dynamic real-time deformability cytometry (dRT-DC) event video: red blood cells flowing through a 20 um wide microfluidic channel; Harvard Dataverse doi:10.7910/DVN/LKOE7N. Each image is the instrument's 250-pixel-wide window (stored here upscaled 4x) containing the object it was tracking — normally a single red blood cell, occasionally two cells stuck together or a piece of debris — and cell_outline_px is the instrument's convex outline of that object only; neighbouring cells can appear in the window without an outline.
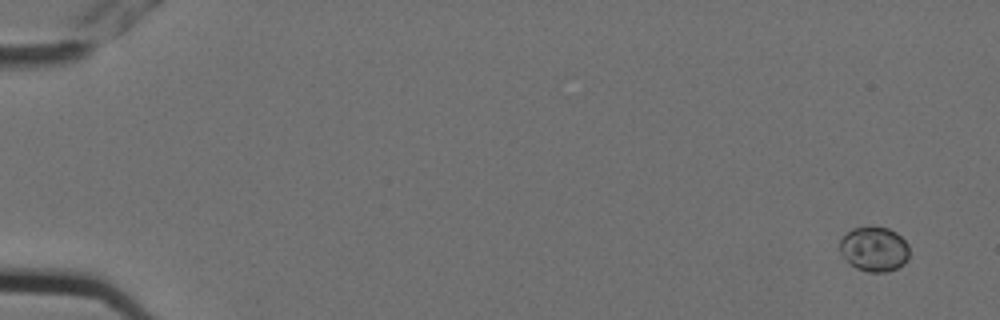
{"species": "Egyptian fruit bat (a non-hibernating species)", "species_latin": "Rousettus aegyptiacus", "temperature_condition": "cold", "stored_images_in_passage": 6, "camera_frame_rate_fps": 3000, "um_per_image_px": 0.085, "animal": {"sex": "female"}, "frame": {"image": 1, "passage_image": 1, "time_ms": 0.0, "image_size_px": [1000, 320], "cell_outline_px": [[908, 256], [904, 264], [896, 268], [884, 272], [868, 272], [856, 268], [848, 264], [840, 252], [840, 240], [852, 228], [868, 224], [888, 228], [896, 232], [908, 244]], "centroid_in_image_um": [74.28, 21.14], "position_along_channel_um": 10.7, "area_um2": 18.44}}
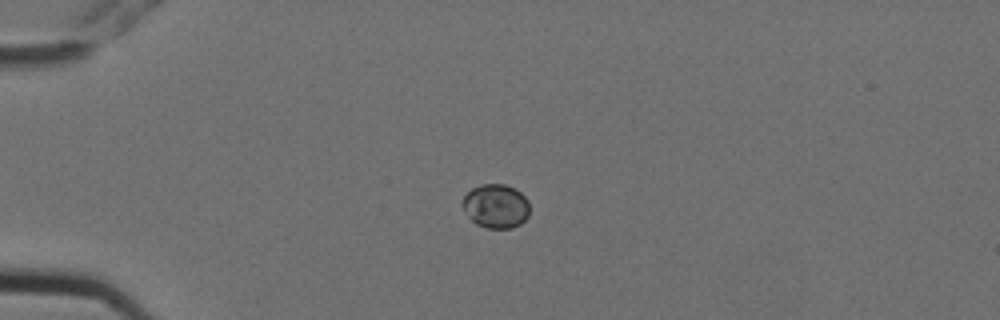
{"frame": {"image": 2, "passage_image": 4, "time_ms": 1.0, "image_size_px": [1000, 320], "cell_outline_px": [[528, 216], [520, 224], [512, 228], [488, 228], [476, 224], [468, 216], [460, 204], [464, 196], [472, 188], [480, 184], [504, 184], [516, 188], [528, 200]], "centroid_in_image_um": [42.13, 17.51], "position_along_channel_um": 42.9, "area_um2": 17.28}}
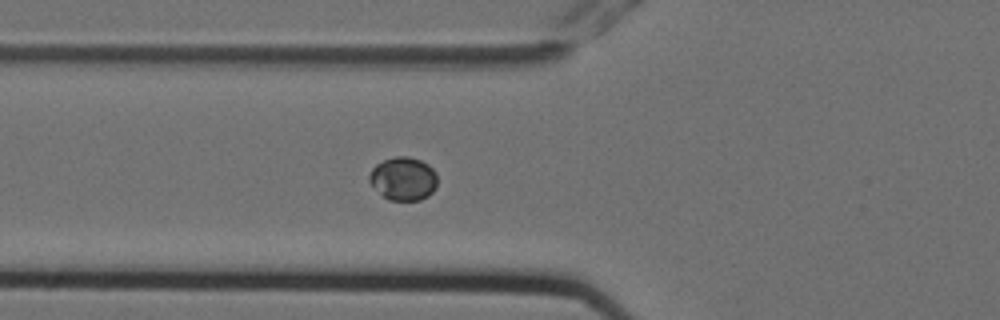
{"frame": {"image": 3, "passage_image": 6, "time_ms": 1.667, "image_size_px": [1000, 320], "cell_outline_px": [[436, 188], [428, 196], [420, 200], [388, 200], [368, 180], [368, 176], [372, 168], [376, 164], [384, 160], [396, 156], [408, 156], [420, 160], [428, 164], [436, 172]], "centroid_in_image_um": [34.29, 15.18], "position_along_channel_um": 91.5, "area_um2": 17.11}}